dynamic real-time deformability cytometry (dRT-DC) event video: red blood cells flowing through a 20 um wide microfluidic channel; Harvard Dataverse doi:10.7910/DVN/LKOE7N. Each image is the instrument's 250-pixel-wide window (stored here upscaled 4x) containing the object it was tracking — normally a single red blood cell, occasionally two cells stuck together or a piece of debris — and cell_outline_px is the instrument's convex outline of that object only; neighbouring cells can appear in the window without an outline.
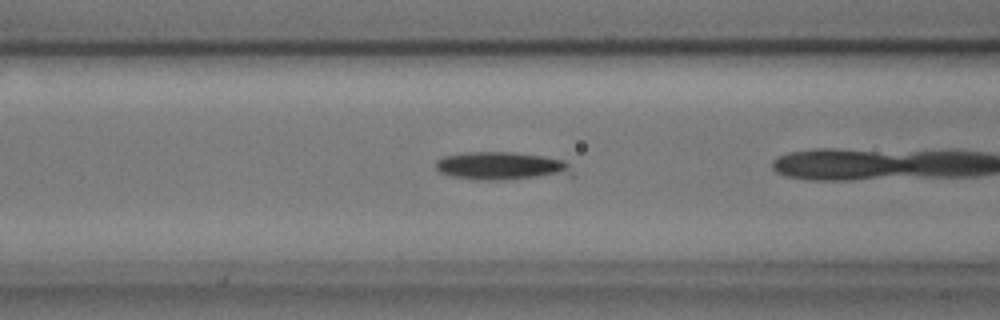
{"species": "common noctule bat (a hibernating species)", "species_latin": "Nyctalus noctula", "temperature_condition": "cold", "stored_images_in_passage": 11, "camera_frame_rate_fps": 3000, "um_per_image_px": 0.085, "animal": {"sex": "male", "body_mass_g": 17.9, "forearm_length_mm": 54.2}, "frame": {"image": 1, "passage_image": 5, "time_ms": 1.333, "image_size_px": [1000, 320], "cell_outline_px": [[576, 176], [500, 180], [476, 180], [452, 176], [440, 172], [436, 168], [436, 160], [444, 156], [464, 152], [512, 152], [544, 156], [564, 160], [568, 164]], "centroid_in_image_um": [42.69, 14.12], "position_along_channel_um": 123.9, "area_um2": 22.77}}